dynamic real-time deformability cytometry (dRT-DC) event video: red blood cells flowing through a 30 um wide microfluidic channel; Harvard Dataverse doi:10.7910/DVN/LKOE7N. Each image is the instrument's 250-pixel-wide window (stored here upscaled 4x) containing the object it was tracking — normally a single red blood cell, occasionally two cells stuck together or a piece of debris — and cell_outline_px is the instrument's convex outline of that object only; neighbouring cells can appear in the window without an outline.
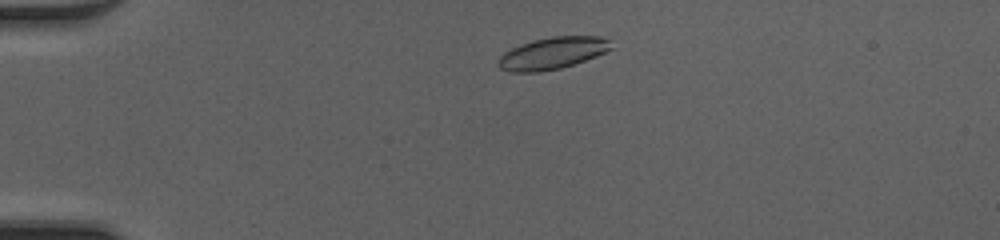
{"species": "common noctule bat (a hibernating species)", "species_latin": "Nyctalus noctula", "temperature_condition": "cold", "stored_images_in_passage": 43, "camera_frame_rate_fps": 3000, "um_per_image_px": 0.085, "animal": {"sex": "female", "body_mass_g": 20.0, "forearm_length_mm": 54.0}, "frame": {"image": 1, "passage_image": 5, "time_ms": 1.333, "image_size_px": [1000, 240], "cell_outline_px": [[612, 48], [596, 56], [560, 68], [540, 72], [508, 72], [500, 68], [496, 64], [496, 60], [504, 52], [520, 44], [532, 40], [552, 36], [600, 36], [608, 40]], "centroid_in_image_um": [46.89, 4.52], "position_along_channel_um": 38.1, "area_um2": 20.98}}
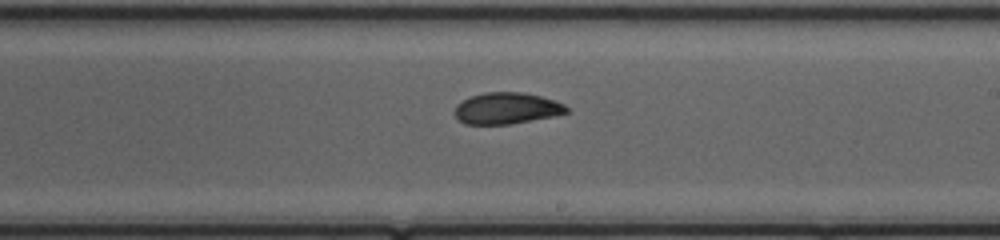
{"frame": {"image": 2, "passage_image": 24, "time_ms": 7.667, "image_size_px": [1000, 240], "cell_outline_px": [[568, 112], [556, 116], [508, 124], [464, 124], [456, 116], [456, 104], [472, 96], [484, 92], [520, 92], [540, 96], [564, 104], [568, 108]], "centroid_in_image_um": [43.08, 9.21], "position_along_channel_um": 245.9, "area_um2": 20.23}}
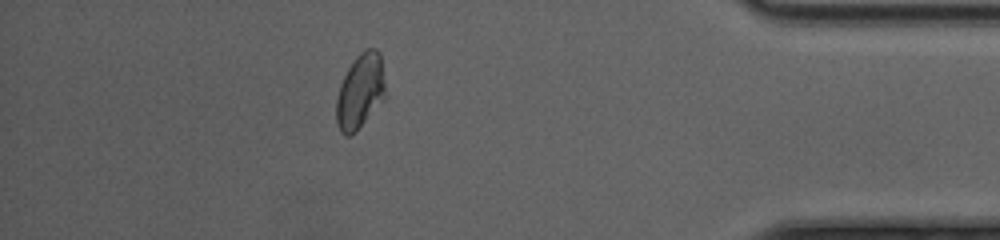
{"frame": {"image": 3, "passage_image": 38, "time_ms": 12.333, "image_size_px": [1000, 240], "cell_outline_px": [[384, 100], [356, 132], [352, 136], [344, 136], [340, 132], [336, 124], [336, 100], [340, 84], [352, 60], [364, 48], [376, 48], [380, 52], [384, 84]], "centroid_in_image_um": [30.59, 7.78], "position_along_channel_um": 404.6, "area_um2": 21.62}, "authors_computed_cell_mechanics": {"area_um2": 21.097, "velocity_mm_per_s": 4.1789, "shape_relaxation_time_tau1_ms": null, "shape_relaxation_time_tau2_ms": 1.7968, "deformation_change_tau1": null, "deformation_change_tau2": 0.0718}}